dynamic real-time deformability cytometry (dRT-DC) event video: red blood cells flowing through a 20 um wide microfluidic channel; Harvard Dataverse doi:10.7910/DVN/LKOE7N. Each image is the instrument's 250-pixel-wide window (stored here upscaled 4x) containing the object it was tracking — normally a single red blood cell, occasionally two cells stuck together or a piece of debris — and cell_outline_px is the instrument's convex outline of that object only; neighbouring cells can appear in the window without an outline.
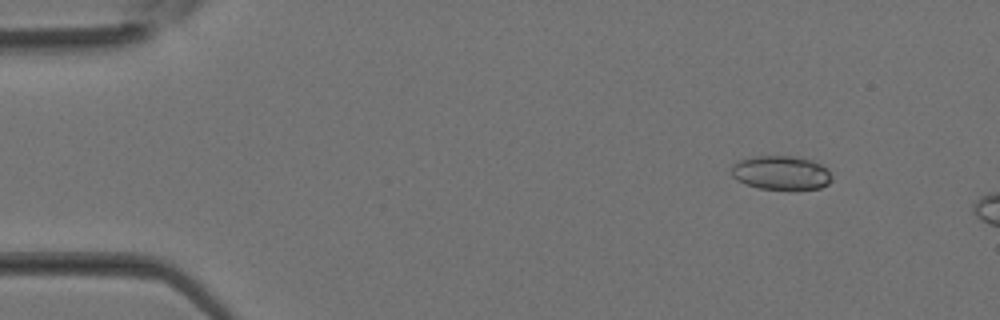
{"species": "Egyptian fruit bat (a non-hibernating species)", "species_latin": "Rousettus aegyptiacus", "temperature_condition": "room temperature", "stored_images_in_passage": 9, "camera_frame_rate_fps": 3000, "um_per_image_px": 0.085, "animal": {"sex": "female"}, "frame": {"image": 1, "passage_image": 2, "time_ms": 0.333, "image_size_px": [1000, 320], "cell_outline_px": [[832, 180], [828, 184], [820, 188], [796, 192], [788, 192], [760, 188], [744, 184], [736, 180], [732, 176], [732, 164], [736, 160], [756, 156], [796, 156], [812, 160], [828, 168], [832, 176]], "centroid_in_image_um": [66.42, 14.73], "position_along_channel_um": 18.6, "area_um2": 20.87}}